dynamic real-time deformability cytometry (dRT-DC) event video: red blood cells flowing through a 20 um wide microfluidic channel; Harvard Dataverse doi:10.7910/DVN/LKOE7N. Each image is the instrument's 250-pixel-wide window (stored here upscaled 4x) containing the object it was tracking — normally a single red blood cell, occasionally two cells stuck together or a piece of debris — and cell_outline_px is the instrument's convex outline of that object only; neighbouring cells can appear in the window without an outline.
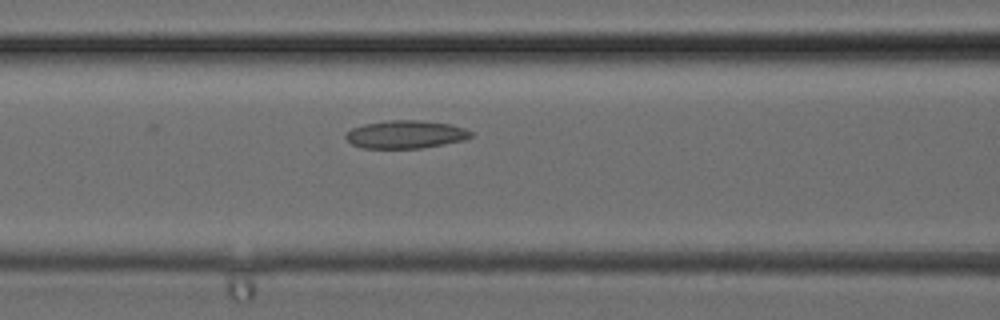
{"species": "common noctule bat (a hibernating species)", "species_latin": "Nyctalus noctula", "temperature_condition": "cold", "stored_images_in_passage": 4, "camera_frame_rate_fps": 3000, "um_per_image_px": 0.085, "animal": {"sex": "female", "body_mass_g": 24.6, "forearm_length_mm": 56.2}, "frame": {"image": 1, "passage_image": 4, "time_ms": 1.0, "image_size_px": [1000, 320], "cell_outline_px": [[472, 136], [464, 140], [444, 144], [420, 148], [360, 148], [352, 144], [344, 136], [352, 128], [364, 124], [388, 120], [416, 120], [448, 124], [464, 128], [472, 132]], "centroid_in_image_um": [34.46, 11.43], "position_along_channel_um": 132.1, "area_um2": 20.23}}